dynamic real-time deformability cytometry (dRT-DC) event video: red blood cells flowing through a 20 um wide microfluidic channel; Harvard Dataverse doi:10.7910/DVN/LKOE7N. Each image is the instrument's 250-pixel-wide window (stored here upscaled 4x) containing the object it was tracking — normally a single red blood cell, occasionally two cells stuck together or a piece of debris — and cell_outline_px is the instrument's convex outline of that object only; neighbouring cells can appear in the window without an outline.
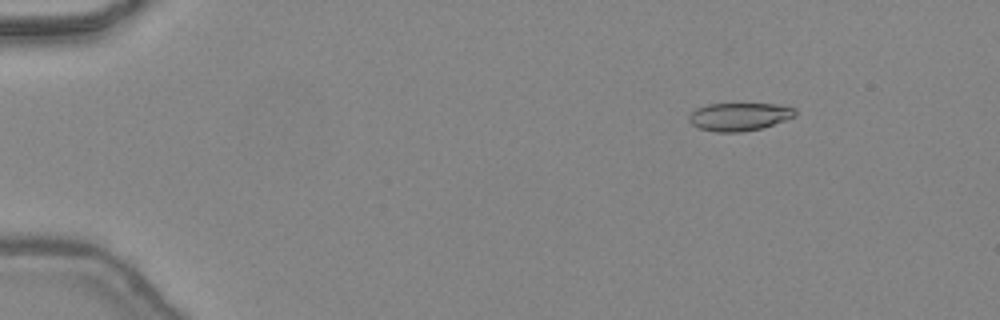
{"species": "common noctule bat (a hibernating species)", "species_latin": "Nyctalus noctula", "temperature_condition": "warm", "stored_images_in_passage": 46, "camera_frame_rate_fps": 3000, "um_per_image_px": 0.085, "animal": {"sex": "female", "body_mass_g": 24.6, "forearm_length_mm": 56.2}, "frame": {"image": 1, "passage_image": 6, "time_ms": 1.667, "image_size_px": [1000, 320], "cell_outline_px": [[796, 116], [764, 128], [740, 132], [716, 132], [700, 128], [692, 124], [688, 120], [688, 116], [696, 108], [708, 104], [776, 104], [796, 108]], "centroid_in_image_um": [62.86, 9.92], "position_along_channel_um": 22.1, "area_um2": 17.4}}
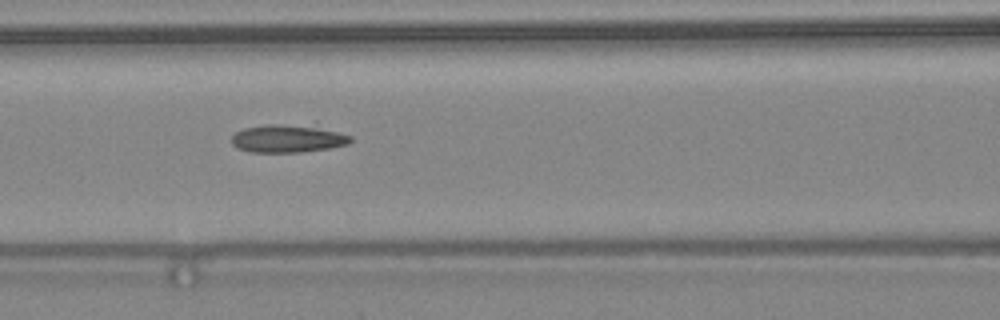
{"frame": {"image": 2, "passage_image": 21, "time_ms": 6.667, "image_size_px": [1000, 320], "cell_outline_px": [[352, 140], [348, 144], [332, 148], [300, 152], [248, 152], [236, 148], [232, 144], [232, 136], [236, 132], [244, 128], [272, 124], [316, 120], [352, 136]], "centroid_in_image_um": [24.64, 11.7], "position_along_channel_um": 142.0, "area_um2": 21.04}}
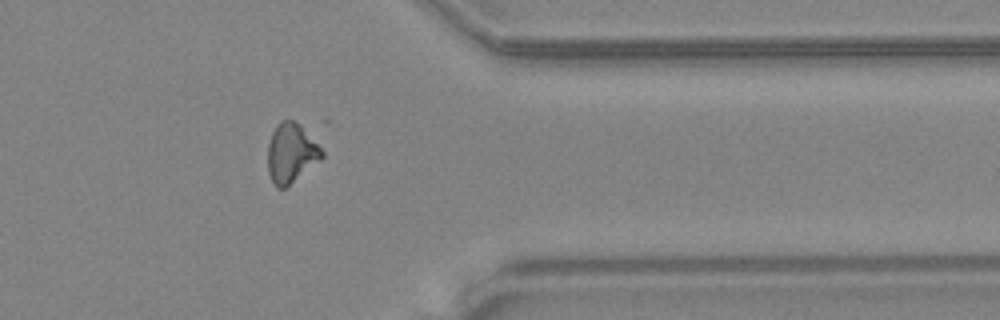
{"frame": {"image": 3, "passage_image": 38, "time_ms": 12.333, "image_size_px": [1000, 320], "cell_outline_px": [[324, 156], [320, 160], [284, 188], [276, 188], [268, 172], [268, 144], [272, 132], [276, 124], [280, 120], [292, 120], [324, 152]], "centroid_in_image_um": [24.69, 13.04], "position_along_channel_um": 386.7, "area_um2": 18.03}}